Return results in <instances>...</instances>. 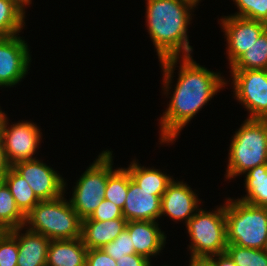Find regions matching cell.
Here are the masks:
<instances>
[{"instance_id":"1","label":"cell","mask_w":267,"mask_h":266,"mask_svg":"<svg viewBox=\"0 0 267 266\" xmlns=\"http://www.w3.org/2000/svg\"><path fill=\"white\" fill-rule=\"evenodd\" d=\"M159 63L163 75V83H161L163 95L168 96L170 100L163 115L159 117L158 142L161 146L165 143L173 145L183 128L218 92L225 89L226 78L221 75L222 73L200 65L193 56L172 57ZM176 67L179 68L178 78L172 89Z\"/></svg>"},{"instance_id":"2","label":"cell","mask_w":267,"mask_h":266,"mask_svg":"<svg viewBox=\"0 0 267 266\" xmlns=\"http://www.w3.org/2000/svg\"><path fill=\"white\" fill-rule=\"evenodd\" d=\"M145 26L156 49L158 62L172 57L192 56L188 25L198 3L193 0H145Z\"/></svg>"},{"instance_id":"3","label":"cell","mask_w":267,"mask_h":266,"mask_svg":"<svg viewBox=\"0 0 267 266\" xmlns=\"http://www.w3.org/2000/svg\"><path fill=\"white\" fill-rule=\"evenodd\" d=\"M230 139L225 179L267 164V119H245Z\"/></svg>"},{"instance_id":"4","label":"cell","mask_w":267,"mask_h":266,"mask_svg":"<svg viewBox=\"0 0 267 266\" xmlns=\"http://www.w3.org/2000/svg\"><path fill=\"white\" fill-rule=\"evenodd\" d=\"M65 196L40 201L25 216L24 226L50 240L80 238L82 219Z\"/></svg>"},{"instance_id":"5","label":"cell","mask_w":267,"mask_h":266,"mask_svg":"<svg viewBox=\"0 0 267 266\" xmlns=\"http://www.w3.org/2000/svg\"><path fill=\"white\" fill-rule=\"evenodd\" d=\"M225 200L227 243L263 249L267 239V207L253 206L233 197Z\"/></svg>"},{"instance_id":"6","label":"cell","mask_w":267,"mask_h":266,"mask_svg":"<svg viewBox=\"0 0 267 266\" xmlns=\"http://www.w3.org/2000/svg\"><path fill=\"white\" fill-rule=\"evenodd\" d=\"M189 240V258H208L226 252L227 232L225 200L212 211L200 207L185 224Z\"/></svg>"},{"instance_id":"7","label":"cell","mask_w":267,"mask_h":266,"mask_svg":"<svg viewBox=\"0 0 267 266\" xmlns=\"http://www.w3.org/2000/svg\"><path fill=\"white\" fill-rule=\"evenodd\" d=\"M113 151L103 150L72 187L71 206L83 220L99 206L105 196L108 176L115 170Z\"/></svg>"},{"instance_id":"8","label":"cell","mask_w":267,"mask_h":266,"mask_svg":"<svg viewBox=\"0 0 267 266\" xmlns=\"http://www.w3.org/2000/svg\"><path fill=\"white\" fill-rule=\"evenodd\" d=\"M233 98L248 111L247 119H267V70H230Z\"/></svg>"},{"instance_id":"9","label":"cell","mask_w":267,"mask_h":266,"mask_svg":"<svg viewBox=\"0 0 267 266\" xmlns=\"http://www.w3.org/2000/svg\"><path fill=\"white\" fill-rule=\"evenodd\" d=\"M7 114L4 115L1 127V142L5 150V156L8 163L13 166L15 163L32 160L35 156L39 145H41L42 132L36 123L32 121L19 120L10 124Z\"/></svg>"},{"instance_id":"10","label":"cell","mask_w":267,"mask_h":266,"mask_svg":"<svg viewBox=\"0 0 267 266\" xmlns=\"http://www.w3.org/2000/svg\"><path fill=\"white\" fill-rule=\"evenodd\" d=\"M19 35L0 37V87L12 88L28 75L32 56L28 42Z\"/></svg>"},{"instance_id":"11","label":"cell","mask_w":267,"mask_h":266,"mask_svg":"<svg viewBox=\"0 0 267 266\" xmlns=\"http://www.w3.org/2000/svg\"><path fill=\"white\" fill-rule=\"evenodd\" d=\"M12 167L26 179L40 201L58 198L67 191L66 179L40 158L20 161Z\"/></svg>"},{"instance_id":"12","label":"cell","mask_w":267,"mask_h":266,"mask_svg":"<svg viewBox=\"0 0 267 266\" xmlns=\"http://www.w3.org/2000/svg\"><path fill=\"white\" fill-rule=\"evenodd\" d=\"M218 23L226 39V58L229 67L256 42L267 28V24L261 21L234 15H223L220 19L218 18Z\"/></svg>"},{"instance_id":"13","label":"cell","mask_w":267,"mask_h":266,"mask_svg":"<svg viewBox=\"0 0 267 266\" xmlns=\"http://www.w3.org/2000/svg\"><path fill=\"white\" fill-rule=\"evenodd\" d=\"M195 191L198 192L196 189L192 190L183 180L173 179L161 197L160 219L165 216L175 223L185 221V225L200 208L201 203L203 205L202 199L198 198L199 194Z\"/></svg>"},{"instance_id":"14","label":"cell","mask_w":267,"mask_h":266,"mask_svg":"<svg viewBox=\"0 0 267 266\" xmlns=\"http://www.w3.org/2000/svg\"><path fill=\"white\" fill-rule=\"evenodd\" d=\"M165 191H147L131 179L128 171V193L122 209L127 221L160 220L161 197Z\"/></svg>"},{"instance_id":"15","label":"cell","mask_w":267,"mask_h":266,"mask_svg":"<svg viewBox=\"0 0 267 266\" xmlns=\"http://www.w3.org/2000/svg\"><path fill=\"white\" fill-rule=\"evenodd\" d=\"M156 221H127L126 229L136 254L151 258L160 255L165 248L167 234ZM160 226V227H159Z\"/></svg>"},{"instance_id":"16","label":"cell","mask_w":267,"mask_h":266,"mask_svg":"<svg viewBox=\"0 0 267 266\" xmlns=\"http://www.w3.org/2000/svg\"><path fill=\"white\" fill-rule=\"evenodd\" d=\"M9 232L17 239V266H46L50 239L21 226Z\"/></svg>"},{"instance_id":"17","label":"cell","mask_w":267,"mask_h":266,"mask_svg":"<svg viewBox=\"0 0 267 266\" xmlns=\"http://www.w3.org/2000/svg\"><path fill=\"white\" fill-rule=\"evenodd\" d=\"M126 224L125 218L107 221L82 220L80 238L87 249H101L126 229Z\"/></svg>"},{"instance_id":"18","label":"cell","mask_w":267,"mask_h":266,"mask_svg":"<svg viewBox=\"0 0 267 266\" xmlns=\"http://www.w3.org/2000/svg\"><path fill=\"white\" fill-rule=\"evenodd\" d=\"M87 250L81 238L51 240L46 266H85Z\"/></svg>"},{"instance_id":"19","label":"cell","mask_w":267,"mask_h":266,"mask_svg":"<svg viewBox=\"0 0 267 266\" xmlns=\"http://www.w3.org/2000/svg\"><path fill=\"white\" fill-rule=\"evenodd\" d=\"M138 159H133L126 168L131 179L136 182L141 189L147 191H166L168 185L173 181V177L160 169L146 167L139 164Z\"/></svg>"},{"instance_id":"20","label":"cell","mask_w":267,"mask_h":266,"mask_svg":"<svg viewBox=\"0 0 267 266\" xmlns=\"http://www.w3.org/2000/svg\"><path fill=\"white\" fill-rule=\"evenodd\" d=\"M245 193L238 198L253 206L267 207V164H261L243 174Z\"/></svg>"},{"instance_id":"21","label":"cell","mask_w":267,"mask_h":266,"mask_svg":"<svg viewBox=\"0 0 267 266\" xmlns=\"http://www.w3.org/2000/svg\"><path fill=\"white\" fill-rule=\"evenodd\" d=\"M3 179L15 199L16 206L26 216L40 200L37 198L26 179L12 166L3 175Z\"/></svg>"},{"instance_id":"22","label":"cell","mask_w":267,"mask_h":266,"mask_svg":"<svg viewBox=\"0 0 267 266\" xmlns=\"http://www.w3.org/2000/svg\"><path fill=\"white\" fill-rule=\"evenodd\" d=\"M228 68L230 70H267V28L256 42Z\"/></svg>"},{"instance_id":"23","label":"cell","mask_w":267,"mask_h":266,"mask_svg":"<svg viewBox=\"0 0 267 266\" xmlns=\"http://www.w3.org/2000/svg\"><path fill=\"white\" fill-rule=\"evenodd\" d=\"M26 12L13 0H0V37L19 35L25 28Z\"/></svg>"},{"instance_id":"24","label":"cell","mask_w":267,"mask_h":266,"mask_svg":"<svg viewBox=\"0 0 267 266\" xmlns=\"http://www.w3.org/2000/svg\"><path fill=\"white\" fill-rule=\"evenodd\" d=\"M25 224V215L16 206L9 188L5 183L0 186V228L9 231Z\"/></svg>"},{"instance_id":"25","label":"cell","mask_w":267,"mask_h":266,"mask_svg":"<svg viewBox=\"0 0 267 266\" xmlns=\"http://www.w3.org/2000/svg\"><path fill=\"white\" fill-rule=\"evenodd\" d=\"M127 193L128 170L118 167L108 176L104 199L123 209Z\"/></svg>"},{"instance_id":"26","label":"cell","mask_w":267,"mask_h":266,"mask_svg":"<svg viewBox=\"0 0 267 266\" xmlns=\"http://www.w3.org/2000/svg\"><path fill=\"white\" fill-rule=\"evenodd\" d=\"M226 253L237 266H267V254L263 249L240 247L228 244Z\"/></svg>"},{"instance_id":"27","label":"cell","mask_w":267,"mask_h":266,"mask_svg":"<svg viewBox=\"0 0 267 266\" xmlns=\"http://www.w3.org/2000/svg\"><path fill=\"white\" fill-rule=\"evenodd\" d=\"M238 11L234 15L267 24V0H232Z\"/></svg>"},{"instance_id":"28","label":"cell","mask_w":267,"mask_h":266,"mask_svg":"<svg viewBox=\"0 0 267 266\" xmlns=\"http://www.w3.org/2000/svg\"><path fill=\"white\" fill-rule=\"evenodd\" d=\"M17 239L9 232L0 235V266H17Z\"/></svg>"},{"instance_id":"29","label":"cell","mask_w":267,"mask_h":266,"mask_svg":"<svg viewBox=\"0 0 267 266\" xmlns=\"http://www.w3.org/2000/svg\"><path fill=\"white\" fill-rule=\"evenodd\" d=\"M102 249L115 260H118L124 255L135 253L127 229H124L112 242L105 245Z\"/></svg>"},{"instance_id":"30","label":"cell","mask_w":267,"mask_h":266,"mask_svg":"<svg viewBox=\"0 0 267 266\" xmlns=\"http://www.w3.org/2000/svg\"><path fill=\"white\" fill-rule=\"evenodd\" d=\"M124 218L122 209L111 201L103 199L93 213L83 220L107 221Z\"/></svg>"},{"instance_id":"31","label":"cell","mask_w":267,"mask_h":266,"mask_svg":"<svg viewBox=\"0 0 267 266\" xmlns=\"http://www.w3.org/2000/svg\"><path fill=\"white\" fill-rule=\"evenodd\" d=\"M85 266H117V262L101 249H88Z\"/></svg>"},{"instance_id":"32","label":"cell","mask_w":267,"mask_h":266,"mask_svg":"<svg viewBox=\"0 0 267 266\" xmlns=\"http://www.w3.org/2000/svg\"><path fill=\"white\" fill-rule=\"evenodd\" d=\"M117 266H148L150 260L139 254H128L116 260Z\"/></svg>"},{"instance_id":"33","label":"cell","mask_w":267,"mask_h":266,"mask_svg":"<svg viewBox=\"0 0 267 266\" xmlns=\"http://www.w3.org/2000/svg\"><path fill=\"white\" fill-rule=\"evenodd\" d=\"M215 266H237L232 258L225 252L208 257Z\"/></svg>"},{"instance_id":"34","label":"cell","mask_w":267,"mask_h":266,"mask_svg":"<svg viewBox=\"0 0 267 266\" xmlns=\"http://www.w3.org/2000/svg\"><path fill=\"white\" fill-rule=\"evenodd\" d=\"M10 167L11 165L8 163L6 159L5 150L0 140V175H4L10 169Z\"/></svg>"},{"instance_id":"35","label":"cell","mask_w":267,"mask_h":266,"mask_svg":"<svg viewBox=\"0 0 267 266\" xmlns=\"http://www.w3.org/2000/svg\"><path fill=\"white\" fill-rule=\"evenodd\" d=\"M188 266H215L208 258H190Z\"/></svg>"},{"instance_id":"36","label":"cell","mask_w":267,"mask_h":266,"mask_svg":"<svg viewBox=\"0 0 267 266\" xmlns=\"http://www.w3.org/2000/svg\"><path fill=\"white\" fill-rule=\"evenodd\" d=\"M19 7H21L25 12L30 4H32V0H13ZM28 6V7H27Z\"/></svg>"},{"instance_id":"37","label":"cell","mask_w":267,"mask_h":266,"mask_svg":"<svg viewBox=\"0 0 267 266\" xmlns=\"http://www.w3.org/2000/svg\"><path fill=\"white\" fill-rule=\"evenodd\" d=\"M5 111H2V108L0 106V139H1V127H2V123H3V119H4V115H5Z\"/></svg>"},{"instance_id":"38","label":"cell","mask_w":267,"mask_h":266,"mask_svg":"<svg viewBox=\"0 0 267 266\" xmlns=\"http://www.w3.org/2000/svg\"><path fill=\"white\" fill-rule=\"evenodd\" d=\"M4 183L3 175H0V186Z\"/></svg>"},{"instance_id":"39","label":"cell","mask_w":267,"mask_h":266,"mask_svg":"<svg viewBox=\"0 0 267 266\" xmlns=\"http://www.w3.org/2000/svg\"><path fill=\"white\" fill-rule=\"evenodd\" d=\"M263 250H264V251L266 252V254H267V239H266V242H265V245H264Z\"/></svg>"},{"instance_id":"40","label":"cell","mask_w":267,"mask_h":266,"mask_svg":"<svg viewBox=\"0 0 267 266\" xmlns=\"http://www.w3.org/2000/svg\"><path fill=\"white\" fill-rule=\"evenodd\" d=\"M153 261H150L148 266H153L154 263H152ZM161 266H170V265H161Z\"/></svg>"},{"instance_id":"41","label":"cell","mask_w":267,"mask_h":266,"mask_svg":"<svg viewBox=\"0 0 267 266\" xmlns=\"http://www.w3.org/2000/svg\"><path fill=\"white\" fill-rule=\"evenodd\" d=\"M193 1L199 4L202 0H193Z\"/></svg>"}]
</instances>
